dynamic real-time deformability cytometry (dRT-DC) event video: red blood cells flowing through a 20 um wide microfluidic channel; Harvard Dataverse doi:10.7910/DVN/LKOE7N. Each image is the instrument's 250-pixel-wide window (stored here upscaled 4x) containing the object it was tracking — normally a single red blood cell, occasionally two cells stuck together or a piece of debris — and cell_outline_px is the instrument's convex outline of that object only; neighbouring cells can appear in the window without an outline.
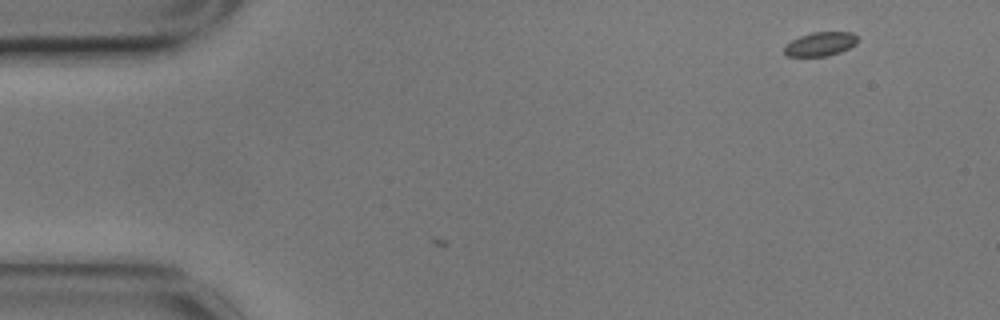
{"species": "common noctule bat (a hibernating species)", "species_latin": "Nyctalus noctula", "temperature_condition": "cold", "stored_images_in_passage": 2, "camera_frame_rate_fps": 3000, "um_per_image_px": 0.085, "animal": {"sex": "male", "body_mass_g": 17.9}, "frame": {"image": 1, "passage_image": 2, "time_ms": 0.333, "image_size_px": [1000, 320], "cell_outline_px": [[856, 44], [840, 52], [828, 56], [788, 56], [784, 52], [784, 48], [792, 40], [800, 36], [812, 32], [852, 32], [856, 36]], "centroid_in_image_um": [69.73, 3.74], "position_along_channel_um": 15.3, "area_um2": 10.06}}